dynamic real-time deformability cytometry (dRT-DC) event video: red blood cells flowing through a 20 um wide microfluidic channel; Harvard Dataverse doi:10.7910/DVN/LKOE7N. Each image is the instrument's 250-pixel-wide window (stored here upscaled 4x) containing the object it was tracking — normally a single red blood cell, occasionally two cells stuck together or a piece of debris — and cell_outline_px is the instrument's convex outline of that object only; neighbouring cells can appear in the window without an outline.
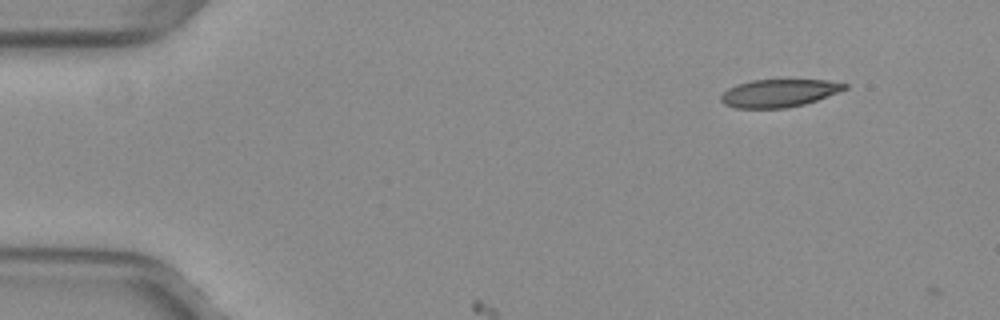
{"species": "common noctule bat (a hibernating species)", "species_latin": "Nyctalus noctula", "temperature_condition": "warm", "stored_images_in_passage": 2, "camera_frame_rate_fps": 3000, "um_per_image_px": 0.085, "animal": {"sex": "female", "body_mass_g": 29.2, "forearm_length_mm": 56.3}, "frame": {"image": 1, "passage_image": 1, "time_ms": 0.0, "image_size_px": [1000, 320], "cell_outline_px": [[848, 88], [816, 100], [804, 104], [784, 108], [736, 108], [724, 104], [720, 100], [720, 96], [728, 88], [736, 84], [752, 80], [828, 80], [848, 84]], "centroid_in_image_um": [66.19, 7.91], "position_along_channel_um": 18.8, "area_um2": 19.94}}